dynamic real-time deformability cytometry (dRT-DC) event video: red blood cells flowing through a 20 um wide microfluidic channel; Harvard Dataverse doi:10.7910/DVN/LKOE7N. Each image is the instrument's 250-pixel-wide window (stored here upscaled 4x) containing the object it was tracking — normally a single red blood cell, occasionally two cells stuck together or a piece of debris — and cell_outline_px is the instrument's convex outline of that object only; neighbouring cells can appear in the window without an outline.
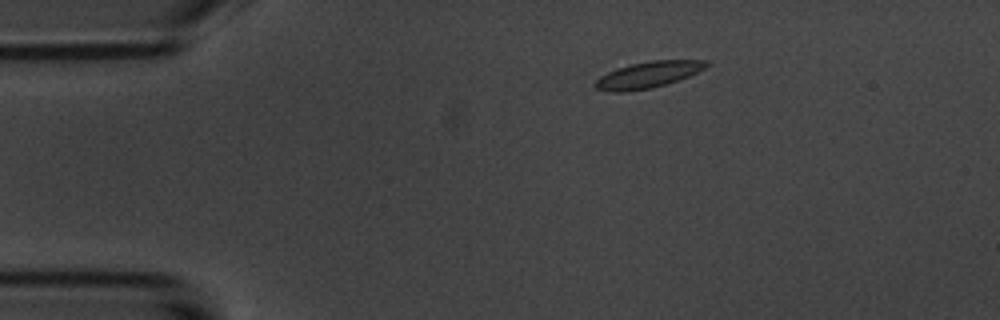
{"species": "common noctule bat (a hibernating species)", "species_latin": "Nyctalus noctula", "temperature_condition": "room temperature", "stored_images_in_passage": 4, "camera_frame_rate_fps": 3000, "um_per_image_px": 0.085, "animal": {"sex": "male", "body_mass_g": 20.1, "forearm_length_mm": 53.5}, "frame": {"image": 1, "passage_image": 1, "time_ms": 0.0, "image_size_px": [1000, 320], "cell_outline_px": [[712, 64], [688, 76], [668, 84], [652, 88], [628, 92], [612, 92], [596, 88], [592, 84], [600, 76], [616, 68], [628, 64], [652, 60], [708, 60]], "centroid_in_image_um": [55.07, 6.35], "position_along_channel_um": 29.9, "area_um2": 17.28}}
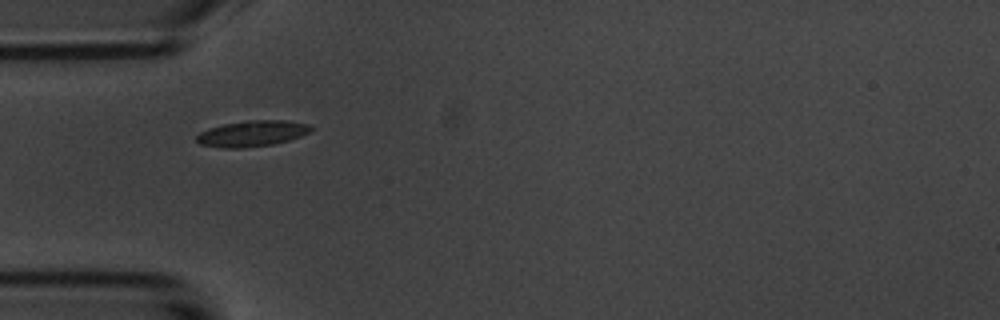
{"frame": {"image": 2, "passage_image": 3, "time_ms": 2.333, "image_size_px": [1000, 320], "cell_outline_px": [[312, 128], [308, 132], [300, 136], [288, 140], [272, 144], [244, 148], [220, 148], [200, 144], [196, 140], [196, 136], [200, 132], [208, 128], [224, 124], [248, 120], [284, 120], [308, 124]], "centroid_in_image_um": [21.38, 11.35], "position_along_channel_um": 63.6, "area_um2": 17.17}}